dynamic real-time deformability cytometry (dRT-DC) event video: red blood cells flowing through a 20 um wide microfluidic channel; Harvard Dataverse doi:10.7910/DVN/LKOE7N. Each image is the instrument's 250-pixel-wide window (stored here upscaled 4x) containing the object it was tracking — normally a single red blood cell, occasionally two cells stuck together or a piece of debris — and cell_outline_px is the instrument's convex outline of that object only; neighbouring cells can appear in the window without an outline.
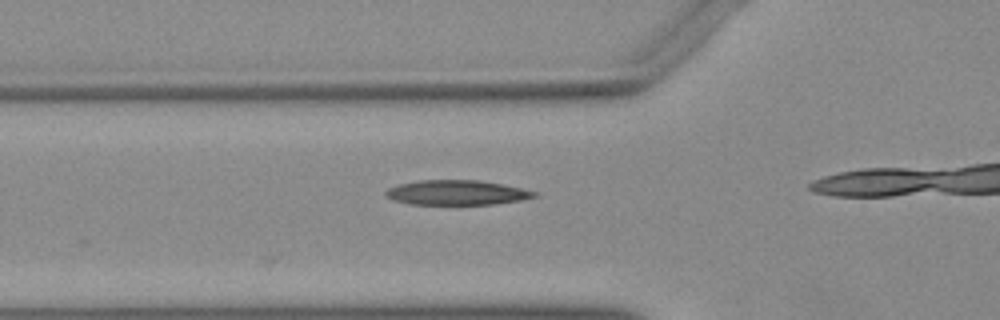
{"species": "Egyptian fruit bat (a non-hibernating species)", "species_latin": "Rousettus aegyptiacus", "temperature_condition": "warm", "stored_images_in_passage": 3, "camera_frame_rate_fps": 3000, "um_per_image_px": 0.085, "animal": {"sex": "female"}, "frame": {"image": 1, "passage_image": 3, "time_ms": 0.667, "image_size_px": [1000, 320], "cell_outline_px": [[536, 196], [520, 200], [496, 204], [412, 204], [392, 200], [384, 196], [384, 192], [388, 188], [400, 184], [420, 180], [480, 180], [520, 188], [536, 192]], "centroid_in_image_um": [38.76, 16.37], "position_along_channel_um": 87.0, "area_um2": 21.27}}